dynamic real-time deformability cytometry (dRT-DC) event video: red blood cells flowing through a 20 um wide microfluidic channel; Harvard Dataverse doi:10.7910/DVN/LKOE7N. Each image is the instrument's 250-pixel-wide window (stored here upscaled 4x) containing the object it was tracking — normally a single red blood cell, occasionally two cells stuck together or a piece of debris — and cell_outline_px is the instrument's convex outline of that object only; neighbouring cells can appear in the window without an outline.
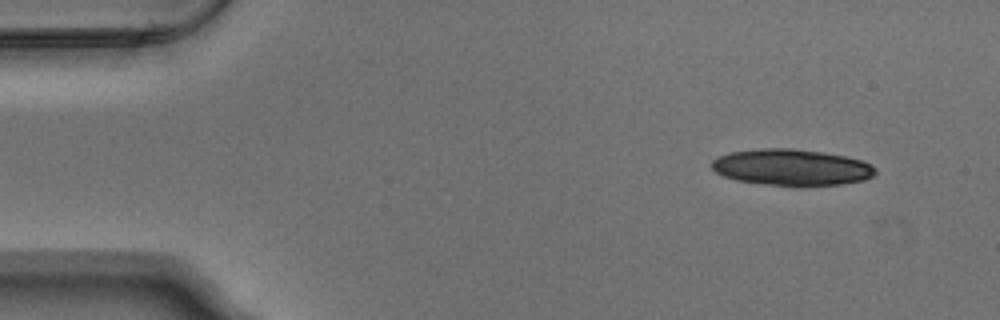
{"species": "Egyptian fruit bat (a non-hibernating species)", "species_latin": "Rousettus aegyptiacus", "temperature_condition": "warm", "stored_images_in_passage": 4, "camera_frame_rate_fps": 3000, "um_per_image_px": 0.085, "animal": {"sex": "male"}, "frame": {"image": 1, "passage_image": 1, "time_ms": 0.0, "image_size_px": [1000, 320], "cell_outline_px": [[876, 172], [872, 176], [864, 180], [840, 184], [796, 188], [736, 180], [724, 176], [716, 172], [712, 168], [712, 160], [720, 156], [732, 152], [760, 148], [792, 148], [820, 152], [844, 156], [864, 160], [872, 164], [876, 168]], "centroid_in_image_um": [67.32, 14.24], "position_along_channel_um": 17.7, "area_um2": 35.08}}